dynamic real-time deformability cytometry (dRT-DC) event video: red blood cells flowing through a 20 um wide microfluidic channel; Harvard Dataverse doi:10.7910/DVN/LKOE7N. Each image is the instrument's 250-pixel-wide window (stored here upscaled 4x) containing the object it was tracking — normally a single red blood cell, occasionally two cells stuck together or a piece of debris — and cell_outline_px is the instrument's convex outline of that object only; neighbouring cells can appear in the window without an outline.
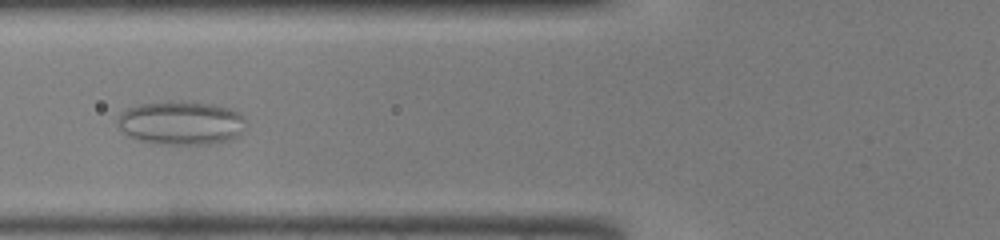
{"species": "common noctule bat (a hibernating species)", "species_latin": "Nyctalus noctula", "temperature_condition": "warm", "stored_images_in_passage": 44, "camera_frame_rate_fps": 3000, "um_per_image_px": 0.085, "animal": {"sex": "male", "body_mass_g": 19.0, "forearm_length_mm": 50.8}, "frame": {"image": 1, "passage_image": 15, "time_ms": 4.667, "image_size_px": [1000, 240], "cell_outline_px": [[244, 128], [240, 136], [236, 140], [212, 144], [164, 144], [140, 140], [124, 136], [120, 128], [120, 116], [128, 108], [140, 104], [164, 100], [168, 100], [212, 104], [228, 108], [240, 112], [244, 120]], "centroid_in_image_um": [15.44, 10.46], "position_along_channel_um": 110.4, "area_um2": 32.95}}
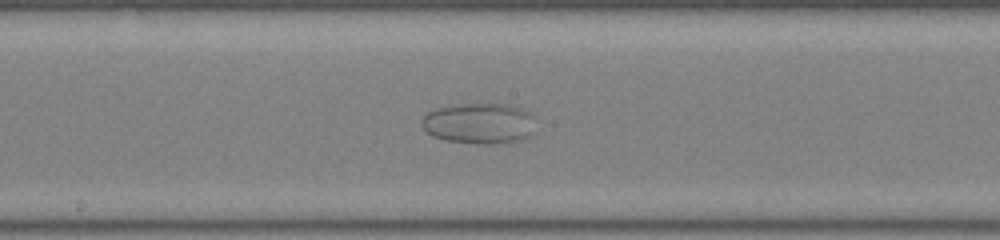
{"frame": {"image": 2, "passage_image": 22, "time_ms": 7.0, "image_size_px": [1000, 240], "cell_outline_px": [[532, 136], [524, 140], [504, 144], [476, 144], [444, 140], [432, 136], [420, 124], [420, 120], [428, 112], [436, 108], [464, 104], [508, 104], [524, 108], [532, 116]], "centroid_in_image_um": [40.74, 10.51], "position_along_channel_um": 207.5, "area_um2": 27.4}}